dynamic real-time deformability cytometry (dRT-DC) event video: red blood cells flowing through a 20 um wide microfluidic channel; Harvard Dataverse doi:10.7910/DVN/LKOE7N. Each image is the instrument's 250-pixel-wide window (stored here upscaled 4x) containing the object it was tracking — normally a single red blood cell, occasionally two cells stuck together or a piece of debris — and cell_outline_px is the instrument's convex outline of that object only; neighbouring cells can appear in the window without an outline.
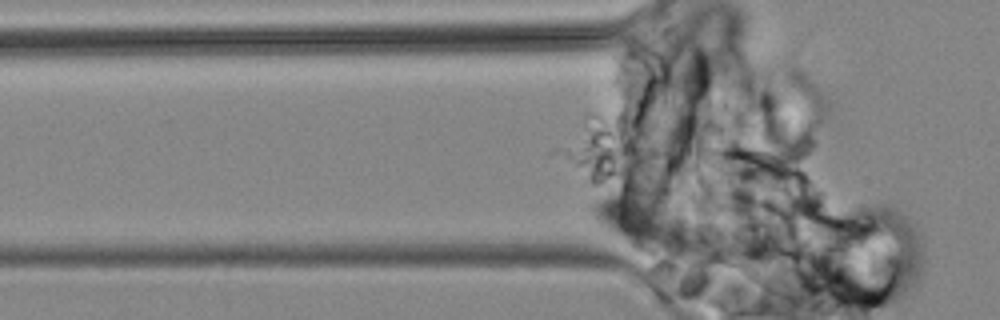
{"species": "common noctule bat (a hibernating species)", "species_latin": "Nyctalus noctula", "temperature_condition": "cold", "stored_images_in_passage": 5, "camera_frame_rate_fps": 3000, "um_per_image_px": 0.085, "animal": {"sex": "male", "body_mass_g": 19.2, "forearm_length_mm": 51.8}, "frame": {"image": 1, "passage_image": 2, "time_ms": 1.0, "image_size_px": [1000, 320], "cell_outline_px": [[692, 220], [688, 248], [664, 256], [636, 252], [600, 224], [592, 216], [592, 200], [596, 196], [632, 184], [636, 184]], "centroid_in_image_um": [54.61, 18.77], "position_along_channel_um": 71.2, "area_um2": 34.28}}
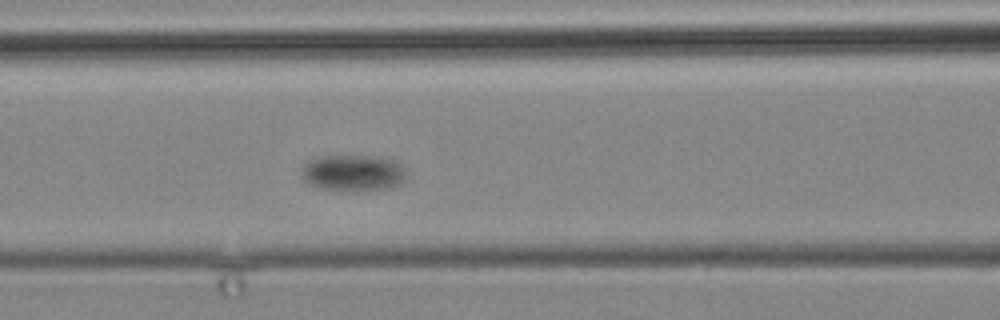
{"frame": {"image": 2, "passage_image": 5, "time_ms": 4.667, "image_size_px": [1000, 320], "cell_outline_px": [[404, 180], [388, 188], [356, 192], [316, 188], [308, 184], [300, 176], [300, 168], [308, 160], [320, 156], [380, 156], [392, 160], [400, 164], [404, 172]], "centroid_in_image_um": [29.91, 14.71], "position_along_channel_um": 136.7, "area_um2": 22.54}}